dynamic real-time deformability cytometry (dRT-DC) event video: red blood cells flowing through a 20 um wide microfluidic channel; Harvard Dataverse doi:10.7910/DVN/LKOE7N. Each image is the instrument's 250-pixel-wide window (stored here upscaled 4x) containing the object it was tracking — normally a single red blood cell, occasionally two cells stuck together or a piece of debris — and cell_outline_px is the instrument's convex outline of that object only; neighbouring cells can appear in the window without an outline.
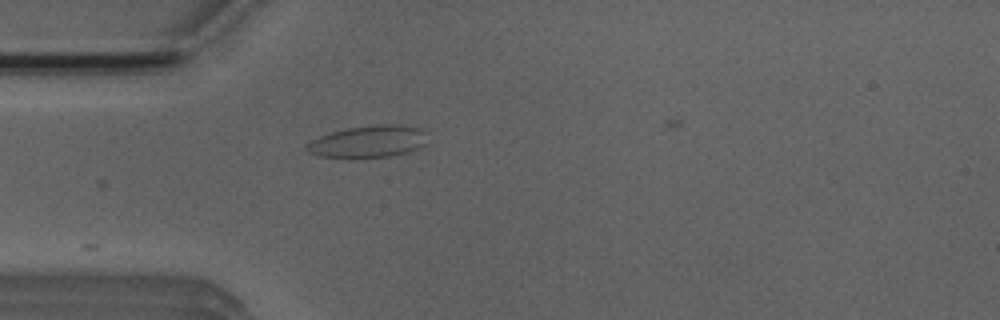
{"species": "Egyptian fruit bat (a non-hibernating species)", "species_latin": "Rousettus aegyptiacus", "temperature_condition": "room temperature", "stored_images_in_passage": 2, "camera_frame_rate_fps": 3000, "um_per_image_px": 0.085, "animal": {"sex": "male"}, "frame": {"image": 1, "passage_image": 1, "time_ms": 0.0, "image_size_px": [1000, 320], "cell_outline_px": [[424, 144], [420, 148], [408, 152], [392, 156], [320, 156], [308, 152], [304, 148], [312, 140], [320, 136], [332, 132], [348, 128], [372, 124], [396, 124], [420, 128], [424, 132]], "centroid_in_image_um": [31.32, 12.0], "position_along_channel_um": 53.7, "area_um2": 21.96}}